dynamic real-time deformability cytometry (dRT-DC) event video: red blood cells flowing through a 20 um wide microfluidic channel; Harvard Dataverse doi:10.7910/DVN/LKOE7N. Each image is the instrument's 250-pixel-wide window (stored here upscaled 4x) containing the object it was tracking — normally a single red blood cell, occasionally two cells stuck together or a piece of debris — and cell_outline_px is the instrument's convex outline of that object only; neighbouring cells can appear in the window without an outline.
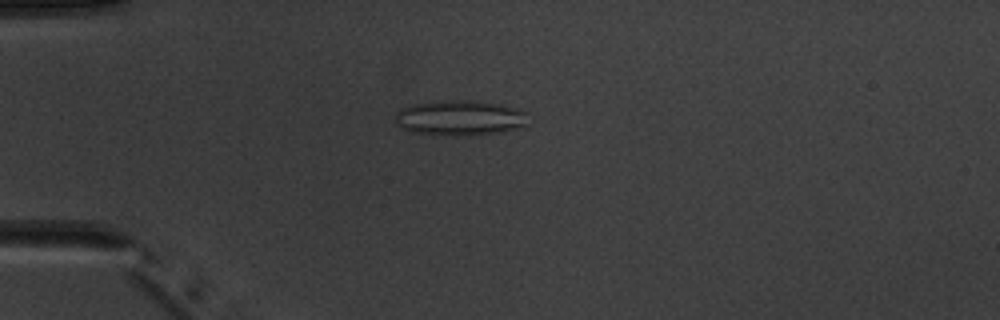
{"species": "common noctule bat (a hibernating species)", "species_latin": "Nyctalus noctula", "temperature_condition": "warm", "stored_images_in_passage": 7, "camera_frame_rate_fps": 3000, "um_per_image_px": 0.085, "animal": {"sex": "male", "body_mass_g": 20.1, "forearm_length_mm": 53.5}, "frame": {"image": 1, "passage_image": 4, "time_ms": 4.667, "image_size_px": [1000, 320], "cell_outline_px": [[524, 124], [520, 128], [504, 132], [468, 136], [456, 136], [412, 132], [396, 124], [396, 112], [400, 108], [412, 104], [452, 100], [472, 100], [500, 104], [524, 112]], "centroid_in_image_um": [39.04, 10.03], "position_along_channel_um": 46.0, "area_um2": 27.05}}
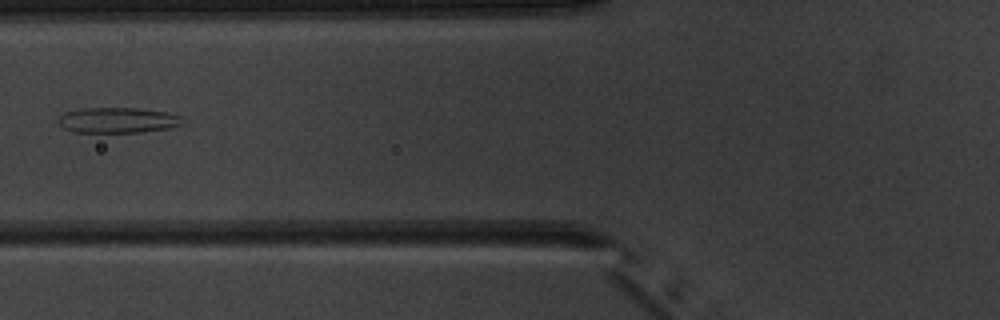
{"frame": {"image": 2, "passage_image": 6, "time_ms": 7.0, "image_size_px": [1000, 320], "cell_outline_px": [[180, 124], [164, 128], [140, 132], [72, 132], [64, 128], [56, 120], [60, 116], [68, 112], [80, 108], [136, 108], [164, 112], [180, 116]], "centroid_in_image_um": [9.9, 10.21], "position_along_channel_um": 115.9, "area_um2": 17.98}}